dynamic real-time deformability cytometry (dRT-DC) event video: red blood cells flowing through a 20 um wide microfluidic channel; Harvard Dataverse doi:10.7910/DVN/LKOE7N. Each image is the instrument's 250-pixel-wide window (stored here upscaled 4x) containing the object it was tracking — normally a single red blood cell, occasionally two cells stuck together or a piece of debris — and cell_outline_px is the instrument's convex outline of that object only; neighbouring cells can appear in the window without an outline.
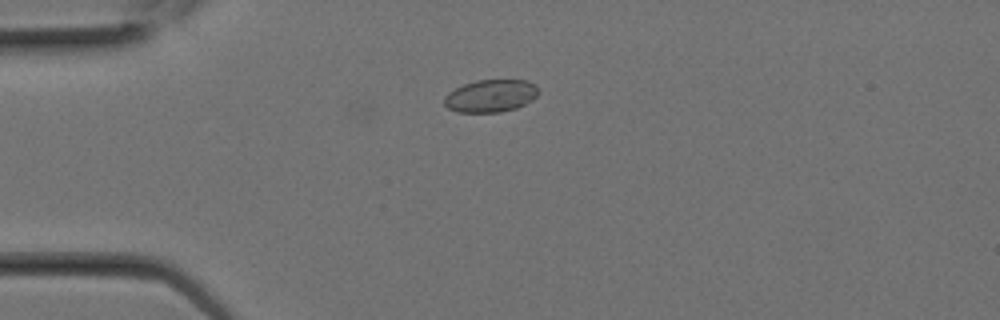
{"species": "Egyptian fruit bat (a non-hibernating species)", "species_latin": "Rousettus aegyptiacus", "temperature_condition": "room temperature", "stored_images_in_passage": 1, "camera_frame_rate_fps": 3000, "um_per_image_px": 0.085, "animal": {"sex": "female"}, "frame": {"image": 1, "passage_image": 1, "time_ms": 0.0, "image_size_px": [1000, 320], "cell_outline_px": [[540, 92], [532, 100], [516, 108], [500, 112], [456, 112], [448, 108], [444, 104], [444, 96], [448, 92], [464, 84], [476, 80], [528, 80], [536, 84]], "centroid_in_image_um": [41.72, 8.14], "position_along_channel_um": 43.3, "area_um2": 17.98}}